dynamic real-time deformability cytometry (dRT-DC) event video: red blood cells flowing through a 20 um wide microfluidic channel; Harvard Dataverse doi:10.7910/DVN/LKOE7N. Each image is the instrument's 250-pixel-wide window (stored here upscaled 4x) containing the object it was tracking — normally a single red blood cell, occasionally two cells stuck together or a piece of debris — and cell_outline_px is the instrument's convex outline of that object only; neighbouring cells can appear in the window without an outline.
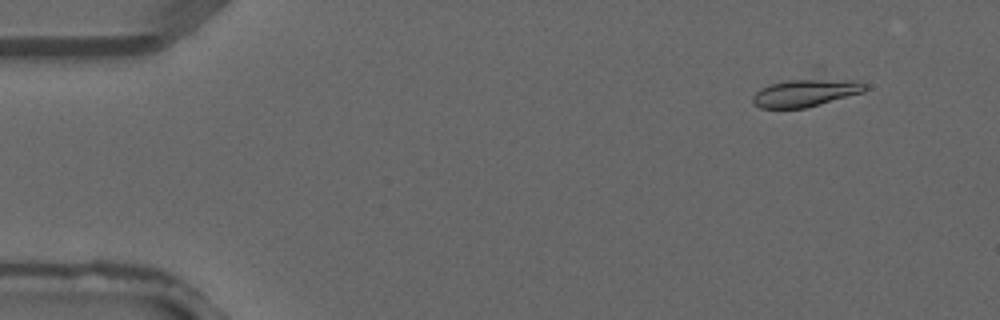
{"species": "common noctule bat (a hibernating species)", "species_latin": "Nyctalus noctula", "temperature_condition": "warm", "stored_images_in_passage": 3, "camera_frame_rate_fps": 3000, "um_per_image_px": 0.085, "animal": {"sex": "male", "forearm_length_mm": 52.5}, "frame": {"image": 1, "passage_image": 1, "time_ms": 0.0, "image_size_px": [1000, 320], "cell_outline_px": [[868, 88], [864, 92], [820, 104], [804, 108], [760, 108], [752, 100], [752, 96], [760, 88], [812, 64], [816, 64], [864, 84]], "centroid_in_image_um": [68.6, 7.57], "position_along_channel_um": 16.4, "area_um2": 22.48}}
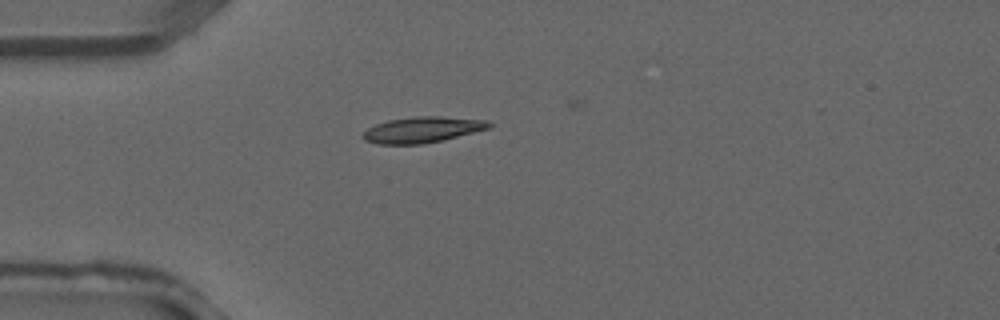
{"frame": {"image": 2, "passage_image": 3, "time_ms": 0.667, "image_size_px": [1000, 320], "cell_outline_px": [[492, 124], [488, 128], [444, 140], [424, 144], [376, 144], [364, 140], [360, 136], [368, 128], [376, 124], [388, 120], [416, 116], [440, 116], [488, 120]], "centroid_in_image_um": [35.87, 11.03], "position_along_channel_um": 49.1, "area_um2": 19.07}}